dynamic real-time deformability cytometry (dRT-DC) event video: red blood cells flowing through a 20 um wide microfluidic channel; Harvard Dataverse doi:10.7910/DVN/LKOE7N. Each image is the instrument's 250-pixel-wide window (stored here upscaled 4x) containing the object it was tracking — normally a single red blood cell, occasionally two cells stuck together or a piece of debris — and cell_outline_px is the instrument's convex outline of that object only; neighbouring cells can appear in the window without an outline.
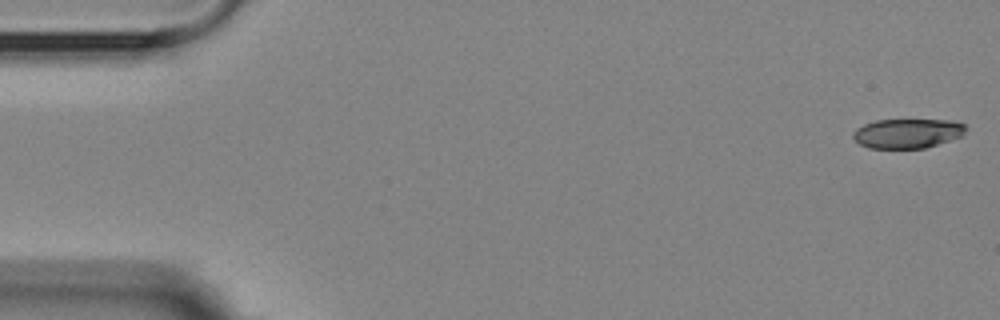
{"species": "Egyptian fruit bat (a non-hibernating species)", "species_latin": "Rousettus aegyptiacus", "temperature_condition": "room temperature", "stored_images_in_passage": 3, "camera_frame_rate_fps": 3000, "um_per_image_px": 0.085, "animal": {"sex": "female"}, "frame": {"image": 1, "passage_image": 1, "time_ms": 0.0, "image_size_px": [1000, 320], "cell_outline_px": [[968, 128], [964, 136], [924, 148], [868, 148], [860, 144], [852, 136], [852, 132], [856, 128], [864, 124], [876, 120], [952, 120], [964, 124]], "centroid_in_image_um": [77.16, 11.33], "position_along_channel_um": 7.8, "area_um2": 19.54}}